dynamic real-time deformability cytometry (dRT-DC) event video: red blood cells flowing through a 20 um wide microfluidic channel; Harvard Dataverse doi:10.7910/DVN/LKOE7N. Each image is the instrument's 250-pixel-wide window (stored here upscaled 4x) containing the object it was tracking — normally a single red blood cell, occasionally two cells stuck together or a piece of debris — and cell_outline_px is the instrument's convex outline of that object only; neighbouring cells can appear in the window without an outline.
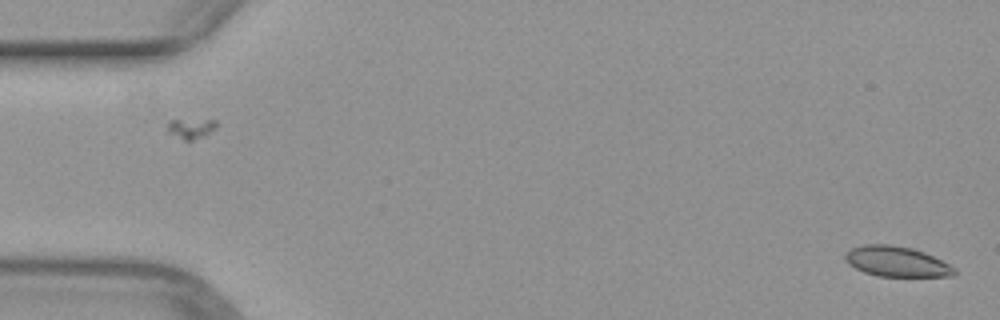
{"species": "common noctule bat (a hibernating species)", "species_latin": "Nyctalus noctula", "temperature_condition": "warm", "stored_images_in_passage": 14, "camera_frame_rate_fps": 3000, "um_per_image_px": 0.085, "animal": {"sex": "female", "body_mass_g": 29.2, "forearm_length_mm": 56.3}, "frame": {"image": 1, "passage_image": 1, "time_ms": 0.0, "image_size_px": [1000, 320], "cell_outline_px": [[956, 272], [952, 276], [876, 276], [864, 272], [848, 264], [844, 260], [844, 252], [852, 248], [864, 244], [888, 244], [912, 248], [924, 252], [956, 268]], "centroid_in_image_um": [76.16, 22.22], "position_along_channel_um": 8.8, "area_um2": 19.25}}